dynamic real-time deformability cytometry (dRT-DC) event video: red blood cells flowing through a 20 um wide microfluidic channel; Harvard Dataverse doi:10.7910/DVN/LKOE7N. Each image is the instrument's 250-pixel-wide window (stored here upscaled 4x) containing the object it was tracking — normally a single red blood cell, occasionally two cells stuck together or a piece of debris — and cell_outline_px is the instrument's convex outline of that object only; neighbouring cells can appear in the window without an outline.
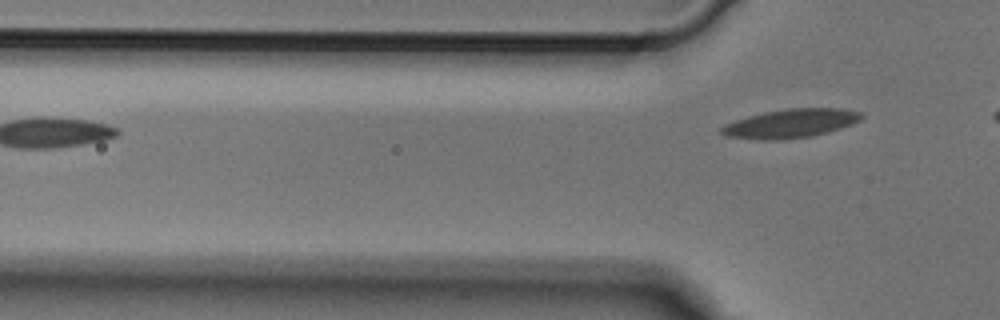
{"species": "Egyptian fruit bat (a non-hibernating species)", "species_latin": "Rousettus aegyptiacus", "temperature_condition": "cold", "stored_images_in_passage": 2, "camera_frame_rate_fps": 3000, "um_per_image_px": 0.085, "animal": {"sex": "male"}, "frame": {"image": 1, "passage_image": 2, "time_ms": 0.333, "image_size_px": [1000, 320], "cell_outline_px": [[864, 116], [860, 120], [852, 124], [828, 132], [812, 136], [784, 140], [760, 140], [724, 136], [720, 132], [720, 128], [724, 124], [748, 116], [764, 112], [784, 108], [844, 108], [860, 112]], "centroid_in_image_um": [67.19, 10.49], "position_along_channel_um": 58.6, "area_um2": 23.76}}